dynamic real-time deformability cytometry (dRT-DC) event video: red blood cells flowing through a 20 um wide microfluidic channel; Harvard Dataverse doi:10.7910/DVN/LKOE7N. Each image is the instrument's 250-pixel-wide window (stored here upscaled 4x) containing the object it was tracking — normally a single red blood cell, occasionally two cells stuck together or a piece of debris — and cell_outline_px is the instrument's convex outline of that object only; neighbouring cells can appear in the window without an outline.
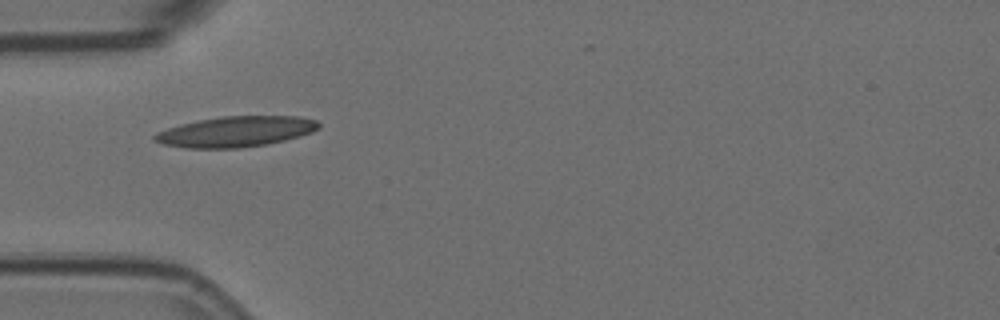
{"species": "Egyptian fruit bat (a non-hibernating species)", "species_latin": "Rousettus aegyptiacus", "temperature_condition": "room temperature", "stored_images_in_passage": 3, "camera_frame_rate_fps": 3000, "um_per_image_px": 0.085, "animal": {"sex": "female"}, "frame": {"image": 1, "passage_image": 1, "time_ms": 0.0, "image_size_px": [1000, 320], "cell_outline_px": [[320, 128], [312, 132], [300, 136], [284, 140], [264, 144], [240, 148], [188, 148], [164, 144], [152, 140], [152, 136], [156, 132], [180, 124], [200, 120], [224, 116], [296, 116], [316, 120], [320, 124]], "centroid_in_image_um": [20.03, 11.18], "position_along_channel_um": 65.0, "area_um2": 29.07}}
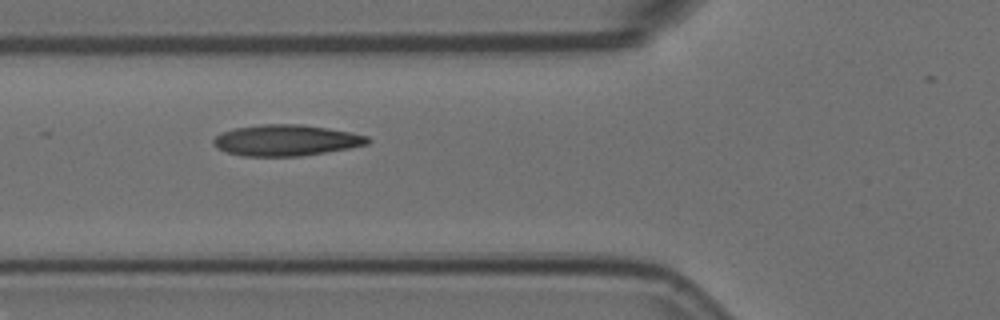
{"frame": {"image": 2, "passage_image": 2, "time_ms": 0.333, "image_size_px": [1000, 320], "cell_outline_px": [[372, 140], [368, 144], [348, 148], [300, 156], [244, 156], [228, 152], [216, 148], [212, 144], [212, 140], [216, 136], [232, 128], [260, 124], [300, 124], [328, 128], [352, 132], [368, 136]], "centroid_in_image_um": [24.31, 11.91], "position_along_channel_um": 101.5, "area_um2": 27.98}}